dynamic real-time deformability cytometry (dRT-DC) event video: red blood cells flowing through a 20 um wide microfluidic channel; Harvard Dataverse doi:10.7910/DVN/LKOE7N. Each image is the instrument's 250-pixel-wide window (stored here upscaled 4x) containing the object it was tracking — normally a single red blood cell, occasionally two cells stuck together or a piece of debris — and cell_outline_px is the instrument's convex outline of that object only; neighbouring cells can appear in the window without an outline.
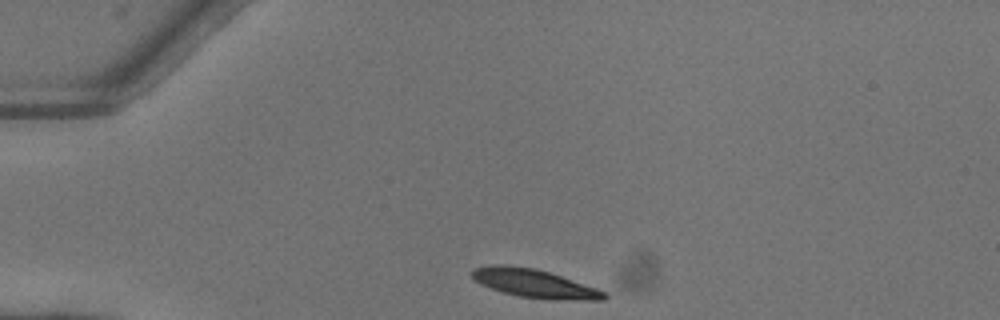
{"species": "common noctule bat (a hibernating species)", "species_latin": "Nyctalus noctula", "temperature_condition": "warm", "stored_images_in_passage": 40, "camera_frame_rate_fps": 3000, "um_per_image_px": 0.085, "animal": {"sex": "female"}, "frame": {"image": 1, "passage_image": 1, "time_ms": 0.0, "image_size_px": [1000, 320], "cell_outline_px": [[608, 296], [604, 300], [552, 300], [516, 296], [480, 284], [472, 280], [472, 272], [476, 268], [492, 264], [504, 264], [536, 268], [596, 288], [604, 292]], "centroid_in_image_um": [45.4, 24.1], "position_along_channel_um": 39.6, "area_um2": 21.85}}
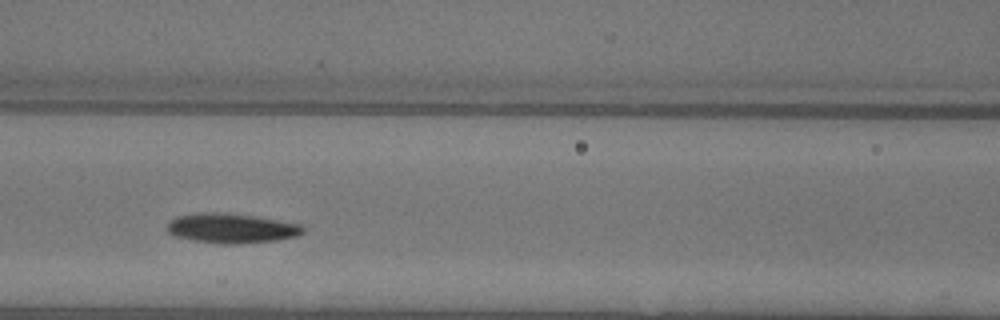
{"frame": {"image": 2, "passage_image": 12, "time_ms": 3.667, "image_size_px": [1000, 320], "cell_outline_px": [[304, 232], [296, 236], [276, 240], [236, 244], [224, 244], [192, 240], [172, 236], [164, 228], [168, 220], [176, 216], [200, 212], [224, 212], [252, 216], [300, 224], [304, 228]], "centroid_in_image_um": [19.57, 19.39], "position_along_channel_um": 147.0, "area_um2": 23.7}}
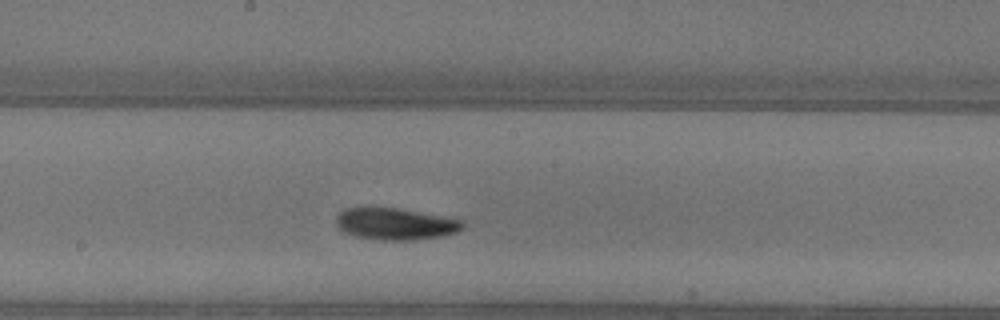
{"frame": {"image": 3, "passage_image": 17, "time_ms": 5.333, "image_size_px": [1000, 320], "cell_outline_px": [[464, 228], [456, 232], [440, 236], [412, 240], [380, 240], [352, 236], [344, 232], [336, 224], [336, 216], [344, 208], [364, 204], [368, 204], [400, 208], [464, 220]], "centroid_in_image_um": [33.53, 18.98], "position_along_channel_um": 214.7, "area_um2": 24.33}, "authors_computed_cell_mechanics": {"area_um2": 21.964, "velocity_mm_per_s": 4.069, "shape_relaxation_time_tau1_ms": 3.0202, "shape_relaxation_time_tau2_ms": 10.2613, "deformation_change_tau1": 0.1408, "deformation_change_tau2": 0.1813}}